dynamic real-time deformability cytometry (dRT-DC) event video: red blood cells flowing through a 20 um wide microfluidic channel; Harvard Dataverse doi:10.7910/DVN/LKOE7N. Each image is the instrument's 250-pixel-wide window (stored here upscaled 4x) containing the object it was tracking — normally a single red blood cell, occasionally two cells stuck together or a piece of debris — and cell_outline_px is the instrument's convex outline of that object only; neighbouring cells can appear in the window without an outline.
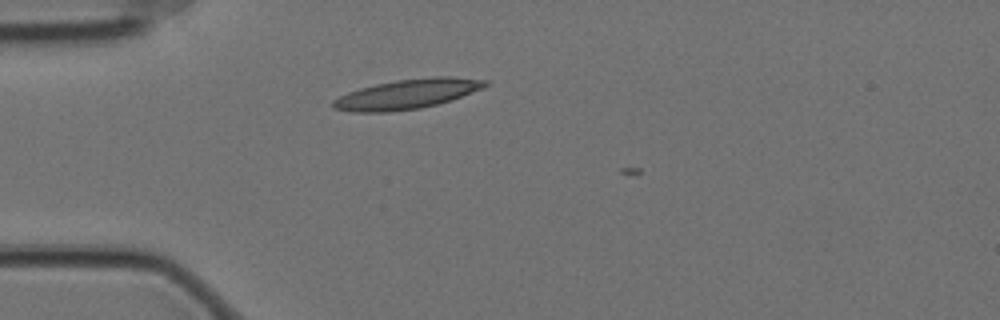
{"species": "Egyptian fruit bat (a non-hibernating species)", "species_latin": "Rousettus aegyptiacus", "temperature_condition": "cold", "stored_images_in_passage": 8, "camera_frame_rate_fps": 3000, "um_per_image_px": 0.085, "animal": {"sex": "female"}, "frame": {"image": 1, "passage_image": 7, "time_ms": 2.0, "image_size_px": [1000, 320], "cell_outline_px": [[488, 84], [484, 88], [436, 104], [420, 108], [388, 112], [352, 112], [332, 108], [332, 100], [348, 92], [360, 88], [376, 84], [396, 80], [432, 76], [448, 76], [488, 80]], "centroid_in_image_um": [34.58, 7.99], "position_along_channel_um": 50.4, "area_um2": 26.18}}